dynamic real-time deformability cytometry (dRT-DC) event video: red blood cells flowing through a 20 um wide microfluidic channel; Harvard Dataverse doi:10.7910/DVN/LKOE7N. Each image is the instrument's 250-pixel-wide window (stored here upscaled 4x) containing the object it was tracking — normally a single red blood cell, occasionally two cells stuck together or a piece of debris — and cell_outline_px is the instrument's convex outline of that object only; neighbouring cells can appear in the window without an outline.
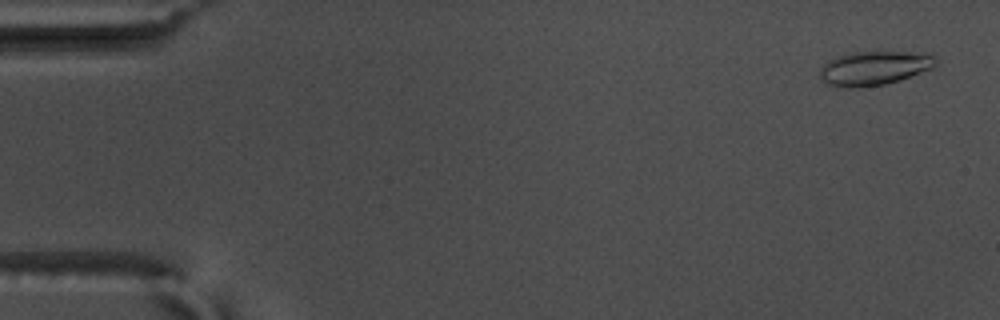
{"species": "common noctule bat (a hibernating species)", "species_latin": "Nyctalus noctula", "temperature_condition": "warm", "stored_images_in_passage": 57, "camera_frame_rate_fps": 3000, "um_per_image_px": 0.085, "animal": {"sex": "male", "body_mass_g": 17.5, "forearm_length_mm": 52.3}, "frame": {"image": 1, "passage_image": 3, "time_ms": 0.667, "image_size_px": [1000, 320], "cell_outline_px": [[936, 64], [932, 68], [900, 80], [884, 84], [856, 88], [848, 88], [828, 84], [820, 76], [820, 68], [828, 60], [840, 56], [856, 52], [932, 52], [936, 56]], "centroid_in_image_um": [74.36, 5.78], "position_along_channel_um": 10.6, "area_um2": 22.95}}
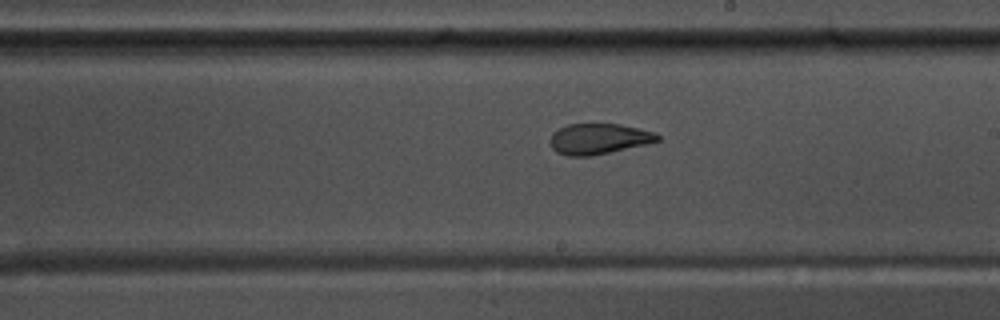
{"frame": {"image": 2, "passage_image": 33, "time_ms": 10.667, "image_size_px": [1000, 320], "cell_outline_px": [[660, 140], [644, 144], [592, 156], [568, 156], [556, 152], [552, 148], [548, 140], [552, 132], [568, 124], [620, 124], [640, 128], [656, 132], [660, 136]], "centroid_in_image_um": [50.86, 11.79], "position_along_channel_um": 238.1, "area_um2": 19.25}}
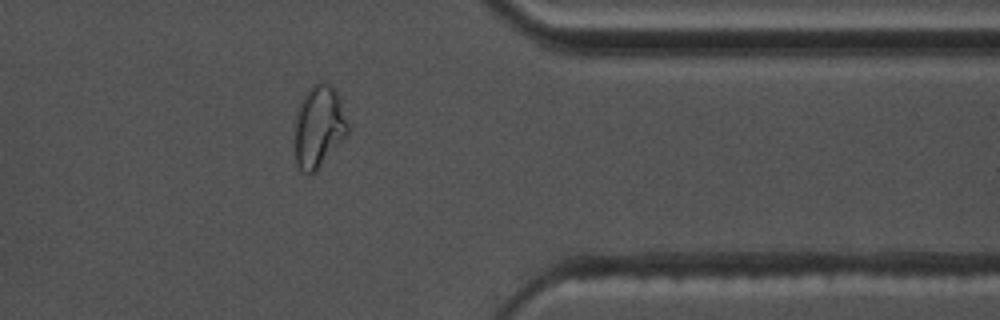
{"frame": {"image": 3, "passage_image": 46, "time_ms": 15.0, "image_size_px": [1000, 320], "cell_outline_px": [[348, 132], [316, 172], [308, 176], [296, 164], [296, 112], [300, 100], [308, 88], [312, 84], [320, 80], [324, 80], [336, 92], [340, 100], [348, 124]], "centroid_in_image_um": [27.08, 10.74], "position_along_channel_um": 384.3, "area_um2": 25.2}, "authors_computed_cell_mechanics": {"area_um2": 21.386, "velocity_mm_per_s": 3.6526, "shape_relaxation_time_tau1_ms": null, "shape_relaxation_time_tau2_ms": 1.7516, "deformation_change_tau1": null, "deformation_change_tau2": 0.0904}}